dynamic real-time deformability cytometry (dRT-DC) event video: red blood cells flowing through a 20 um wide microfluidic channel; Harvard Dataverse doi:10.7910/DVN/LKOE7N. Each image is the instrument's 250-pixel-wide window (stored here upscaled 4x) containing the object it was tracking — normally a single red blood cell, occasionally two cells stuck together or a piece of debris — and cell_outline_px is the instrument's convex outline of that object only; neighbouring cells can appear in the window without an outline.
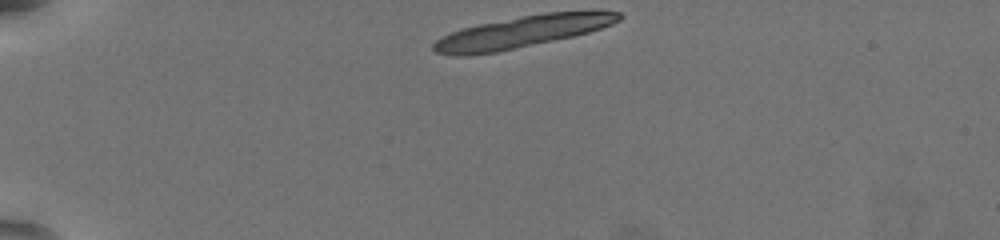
{"species": "common noctule bat (a hibernating species)", "species_latin": "Nyctalus noctula", "temperature_condition": "warm", "stored_images_in_passage": 12, "camera_frame_rate_fps": 3000, "um_per_image_px": 0.085, "animal": {"sex": "female", "body_mass_g": 19.5, "forearm_length_mm": 54.1}, "frame": {"image": 1, "passage_image": 1, "time_ms": 0.0, "image_size_px": [1000, 240], "cell_outline_px": [[624, 16], [620, 20], [612, 24], [588, 32], [572, 36], [516, 48], [496, 52], [468, 56], [452, 56], [436, 52], [432, 48], [432, 44], [436, 40], [452, 32], [476, 24], [520, 16], [544, 12], [620, 12]], "centroid_in_image_um": [44.31, 2.72], "position_along_channel_um": 40.7, "area_um2": 33.87}}
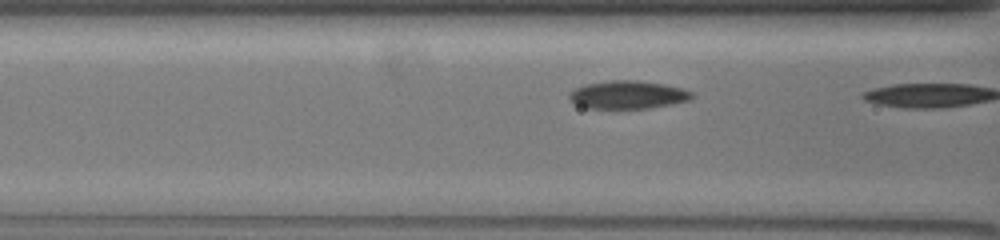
{"frame": {"image": 2, "passage_image": 11, "time_ms": 3.333, "image_size_px": [1000, 240], "cell_outline_px": [[696, 96], [692, 100], [672, 104], [648, 108], [588, 108], [576, 104], [568, 96], [568, 92], [584, 84], [612, 80], [636, 80], [664, 84], [684, 88], [692, 92]], "centroid_in_image_um": [53.42, 8.05], "position_along_channel_um": 113.2, "area_um2": 20.17}}